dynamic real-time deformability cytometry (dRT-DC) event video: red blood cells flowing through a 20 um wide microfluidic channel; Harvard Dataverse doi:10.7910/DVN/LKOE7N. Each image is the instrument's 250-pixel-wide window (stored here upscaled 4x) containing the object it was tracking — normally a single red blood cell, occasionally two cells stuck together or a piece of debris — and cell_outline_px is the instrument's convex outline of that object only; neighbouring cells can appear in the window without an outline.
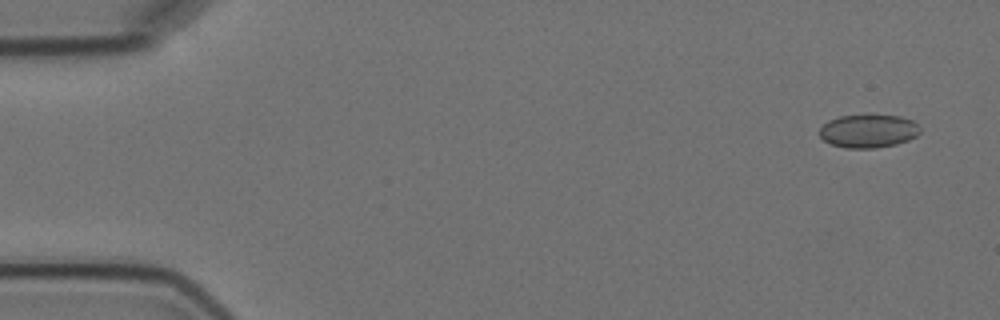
{"species": "Egyptian fruit bat (a non-hibernating species)", "species_latin": "Rousettus aegyptiacus", "temperature_condition": "cold", "stored_images_in_passage": 4, "camera_frame_rate_fps": 3000, "um_per_image_px": 0.085, "animal": {"sex": "female"}, "frame": {"image": 1, "passage_image": 1, "time_ms": 0.0, "image_size_px": [1000, 320], "cell_outline_px": [[920, 132], [916, 136], [908, 140], [896, 144], [876, 148], [844, 148], [832, 144], [824, 140], [820, 136], [820, 128], [828, 120], [840, 116], [900, 116], [912, 120], [920, 128]], "centroid_in_image_um": [73.81, 11.15], "position_along_channel_um": 11.2, "area_um2": 19.25}}